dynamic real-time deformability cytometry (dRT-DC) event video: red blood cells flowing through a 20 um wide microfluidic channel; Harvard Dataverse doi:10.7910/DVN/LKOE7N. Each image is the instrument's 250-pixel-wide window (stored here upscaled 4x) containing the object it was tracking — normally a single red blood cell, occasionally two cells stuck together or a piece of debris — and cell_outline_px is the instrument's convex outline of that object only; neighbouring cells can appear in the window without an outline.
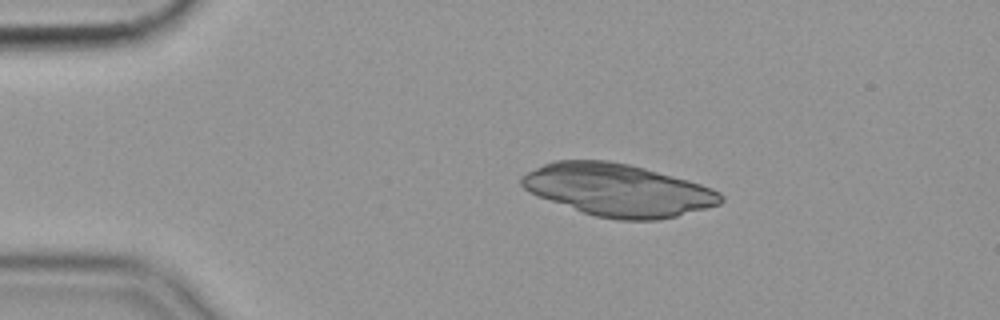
{"species": "common noctule bat (a hibernating species)", "species_latin": "Nyctalus noctula", "temperature_condition": "cold", "stored_images_in_passage": 3, "camera_frame_rate_fps": 3000, "um_per_image_px": 0.085, "animal": {"sex": "female", "body_mass_g": 19.9}, "frame": {"image": 1, "passage_image": 2, "time_ms": 0.333, "image_size_px": [1000, 320], "cell_outline_px": [[712, 204], [684, 208], [592, 172], [584, 168], [592, 164], [612, 164], [632, 168], [692, 184], [704, 188], [712, 192]], "centroid_in_image_um": [55.74, 15.74], "position_along_channel_um": 29.3, "area_um2": 17.11}}